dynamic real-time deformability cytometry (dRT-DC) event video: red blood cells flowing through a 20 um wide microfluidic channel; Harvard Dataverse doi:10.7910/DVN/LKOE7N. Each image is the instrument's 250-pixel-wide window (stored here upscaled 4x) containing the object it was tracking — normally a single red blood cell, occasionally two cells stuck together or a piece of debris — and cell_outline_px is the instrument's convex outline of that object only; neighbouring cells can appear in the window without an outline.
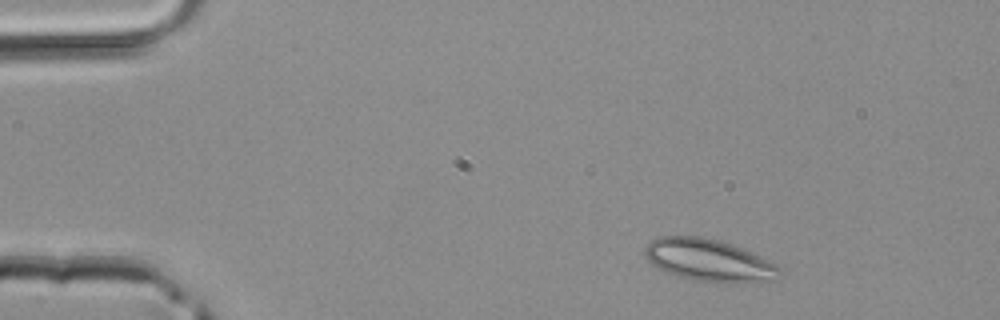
{"species": "common noctule bat (a hibernating species)", "species_latin": "Nyctalus noctula", "temperature_condition": "room temperature", "stored_images_in_passage": 39, "camera_frame_rate_fps": 3000, "um_per_image_px": 0.085, "animal": {"sex": "male", "body_mass_g": 20.4}, "frame": {"image": 1, "passage_image": 1, "time_ms": 0.0, "image_size_px": [1000, 320], "cell_outline_px": [[780, 272], [772, 280], [736, 284], [724, 284], [696, 280], [664, 272], [652, 264], [644, 256], [644, 248], [652, 240], [660, 236], [700, 236], [720, 240], [732, 244], [772, 260], [780, 268]], "centroid_in_image_um": [60.27, 22.13], "position_along_channel_um": 24.7, "area_um2": 33.52}}
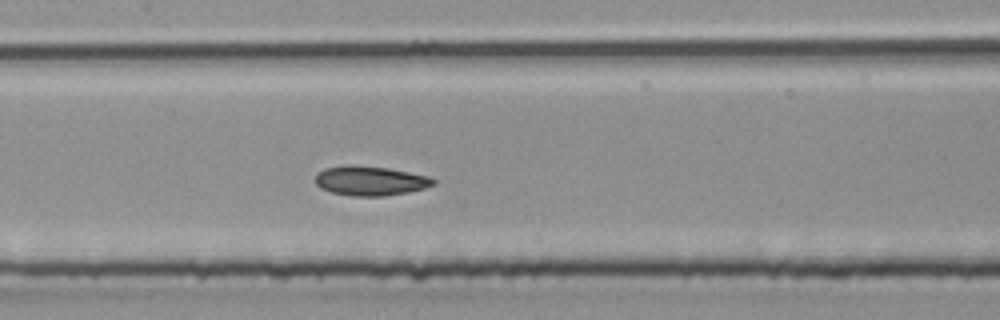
{"frame": {"image": 2, "passage_image": 16, "time_ms": 5.0, "image_size_px": [1000, 320], "cell_outline_px": [[436, 184], [424, 188], [408, 192], [384, 196], [352, 196], [332, 192], [320, 188], [316, 184], [316, 172], [324, 168], [352, 164], [388, 168], [428, 176], [436, 180]], "centroid_in_image_um": [31.46, 15.36], "position_along_channel_um": 175.9, "area_um2": 20.35}}
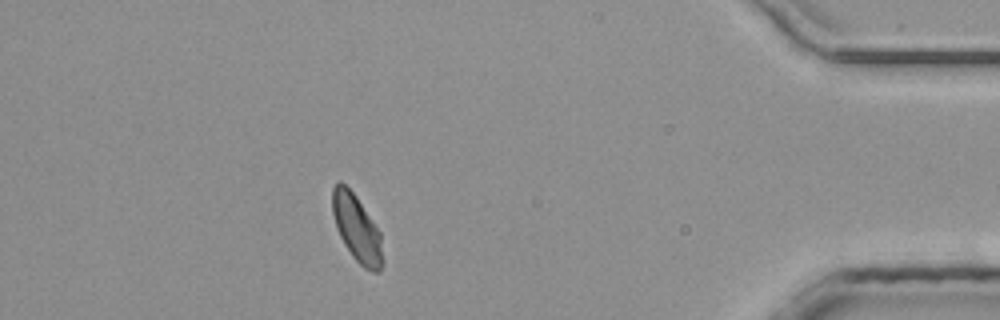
{"frame": {"image": 3, "passage_image": 34, "time_ms": 11.0, "image_size_px": [1000, 320], "cell_outline_px": [[384, 264], [380, 272], [372, 272], [364, 268], [352, 256], [344, 244], [336, 228], [332, 212], [332, 188], [340, 180], [356, 196], [380, 232]], "centroid_in_image_um": [30.33, 19.45], "position_along_channel_um": 404.9, "area_um2": 19.59}}